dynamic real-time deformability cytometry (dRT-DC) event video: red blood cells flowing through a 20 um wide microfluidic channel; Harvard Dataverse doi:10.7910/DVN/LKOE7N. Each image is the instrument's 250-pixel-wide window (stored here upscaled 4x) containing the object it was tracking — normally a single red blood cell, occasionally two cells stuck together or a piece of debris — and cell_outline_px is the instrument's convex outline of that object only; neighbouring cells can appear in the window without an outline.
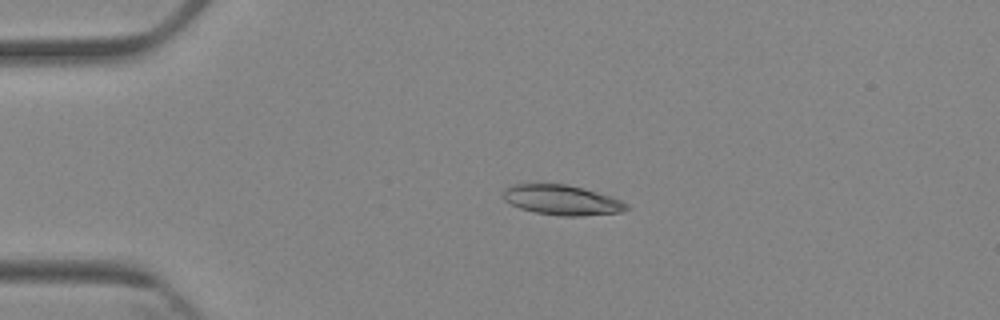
{"species": "Egyptian fruit bat (a non-hibernating species)", "species_latin": "Rousettus aegyptiacus", "temperature_condition": "cold", "stored_images_in_passage": 5, "camera_frame_rate_fps": 3000, "um_per_image_px": 0.085, "animal": {"sex": "female"}, "frame": {"image": 1, "passage_image": 4, "time_ms": 3.333, "image_size_px": [1000, 320], "cell_outline_px": [[628, 208], [620, 212], [580, 216], [560, 216], [536, 212], [520, 208], [504, 200], [504, 188], [512, 184], [564, 184], [584, 188], [620, 200], [628, 204]], "centroid_in_image_um": [47.74, 17.0], "position_along_channel_um": 37.3, "area_um2": 21.27}}